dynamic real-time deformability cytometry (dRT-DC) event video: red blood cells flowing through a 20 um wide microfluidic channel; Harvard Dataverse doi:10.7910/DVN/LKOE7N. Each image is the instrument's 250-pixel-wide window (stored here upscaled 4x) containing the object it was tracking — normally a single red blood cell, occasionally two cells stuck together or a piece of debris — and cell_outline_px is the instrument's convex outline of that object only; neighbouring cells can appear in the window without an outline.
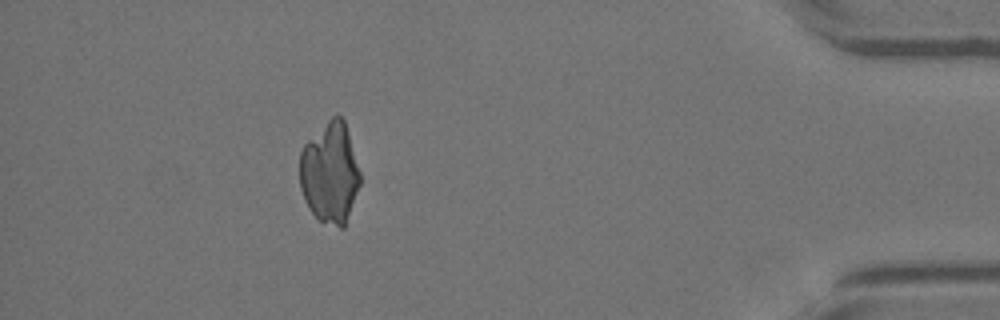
{"species": "Egyptian fruit bat (a non-hibernating species)", "species_latin": "Rousettus aegyptiacus", "temperature_condition": "warm", "stored_images_in_passage": 45, "camera_frame_rate_fps": 3000, "um_per_image_px": 0.085, "animal": {"sex": "female"}, "frame": {"image": 1, "passage_image": 41, "time_ms": 13.333, "image_size_px": [1000, 320], "cell_outline_px": [[360, 184], [344, 228], [340, 228], [320, 220], [312, 212], [304, 200], [300, 188], [300, 152], [304, 144], [332, 116], [340, 116], [344, 120], [348, 132], [360, 172]], "centroid_in_image_um": [28.04, 14.7], "position_along_channel_um": 407.2, "area_um2": 35.26}}